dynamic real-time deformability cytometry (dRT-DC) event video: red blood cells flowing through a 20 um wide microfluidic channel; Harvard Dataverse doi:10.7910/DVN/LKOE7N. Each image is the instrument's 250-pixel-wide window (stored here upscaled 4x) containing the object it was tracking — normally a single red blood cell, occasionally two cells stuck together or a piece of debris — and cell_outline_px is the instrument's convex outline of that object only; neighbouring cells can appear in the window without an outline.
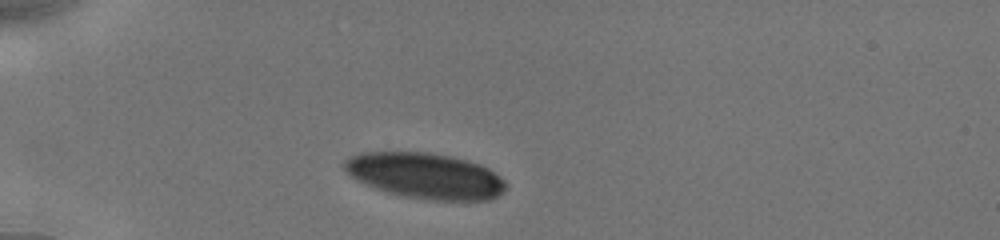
{"species": "human", "species_latin": "Homo sapiens", "temperature_condition": "cold", "stored_images_in_passage": 9, "camera_frame_rate_fps": 3000, "um_per_image_px": 0.085, "donor": {"sex": "male"}, "frame": {"image": 1, "passage_image": 1, "time_ms": 0.0, "image_size_px": [1000, 240], "cell_outline_px": [[508, 188], [504, 192], [488, 200], [432, 200], [404, 196], [388, 192], [364, 184], [352, 176], [344, 168], [344, 160], [360, 152], [428, 152], [452, 156], [480, 164], [488, 168], [500, 176], [508, 184]], "centroid_in_image_um": [36.19, 14.93], "position_along_channel_um": 48.8, "area_um2": 43.0}}
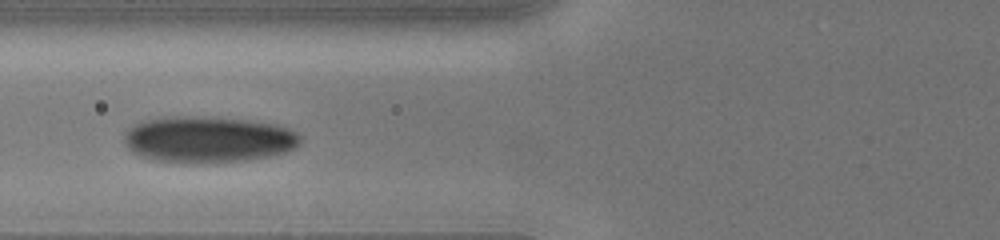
{"frame": {"image": 2, "passage_image": 7, "time_ms": 2.333, "image_size_px": [1000, 240], "cell_outline_px": [[304, 136], [300, 144], [296, 148], [284, 152], [268, 156], [248, 160], [216, 164], [192, 164], [152, 160], [140, 156], [132, 152], [124, 144], [124, 132], [132, 124], [140, 120], [160, 116], [204, 116], [248, 120], [276, 124], [288, 128]], "centroid_in_image_um": [17.65, 11.86], "position_along_channel_um": 108.1, "area_um2": 49.01}}